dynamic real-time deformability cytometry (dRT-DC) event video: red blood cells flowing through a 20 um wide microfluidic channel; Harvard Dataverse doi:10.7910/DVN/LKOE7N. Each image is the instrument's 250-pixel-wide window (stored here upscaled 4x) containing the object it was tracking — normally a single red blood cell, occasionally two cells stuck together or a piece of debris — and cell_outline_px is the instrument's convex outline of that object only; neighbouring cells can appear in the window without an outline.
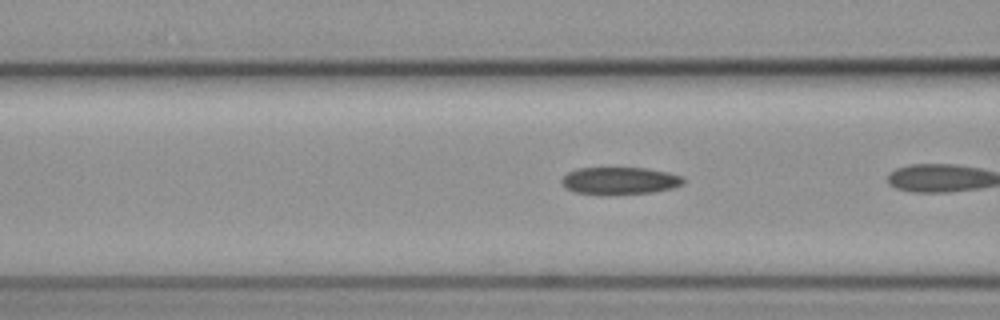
{"species": "common noctule bat (a hibernating species)", "species_latin": "Nyctalus noctula", "temperature_condition": "cold", "stored_images_in_passage": 7, "camera_frame_rate_fps": 3000, "um_per_image_px": 0.085, "animal": {"sex": "female", "body_mass_g": 19.3, "forearm_length_mm": 54.1}, "frame": {"image": 1, "passage_image": 6, "time_ms": 1.667, "image_size_px": [1000, 320], "cell_outline_px": [[684, 184], [672, 188], [652, 192], [604, 196], [576, 192], [564, 188], [560, 180], [568, 172], [576, 168], [648, 168], [668, 172], [684, 176]], "centroid_in_image_um": [52.67, 15.37], "position_along_channel_um": 113.9, "area_um2": 19.83}}